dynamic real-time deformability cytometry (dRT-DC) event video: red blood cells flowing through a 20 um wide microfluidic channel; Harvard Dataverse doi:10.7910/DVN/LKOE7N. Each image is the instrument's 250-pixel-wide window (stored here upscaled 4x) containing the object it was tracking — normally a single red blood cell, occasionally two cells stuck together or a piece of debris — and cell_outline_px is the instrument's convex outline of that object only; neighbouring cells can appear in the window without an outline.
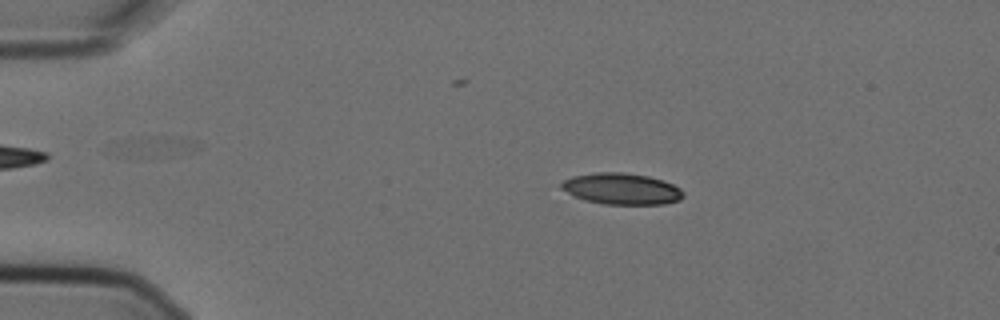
{"species": "Egyptian fruit bat (a non-hibernating species)", "species_latin": "Rousettus aegyptiacus", "temperature_condition": "cold", "stored_images_in_passage": 6, "camera_frame_rate_fps": 3000, "um_per_image_px": 0.085, "animal": {"sex": "female"}, "frame": {"image": 1, "passage_image": 1, "time_ms": 0.0, "image_size_px": [1000, 320], "cell_outline_px": [[684, 196], [680, 200], [664, 204], [604, 204], [584, 200], [572, 196], [560, 188], [560, 184], [564, 180], [572, 176], [592, 172], [624, 172], [648, 176], [664, 180], [680, 188], [684, 192]], "centroid_in_image_um": [52.81, 16.04], "position_along_channel_um": 32.2, "area_um2": 22.54}}
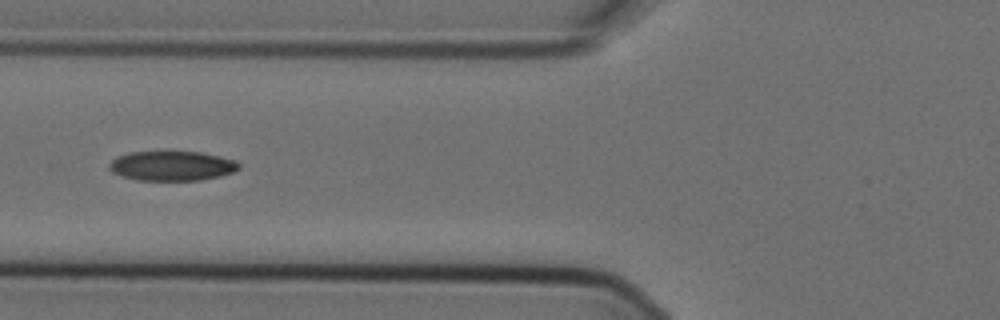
{"frame": {"image": 2, "passage_image": 4, "time_ms": 1.0, "image_size_px": [1000, 320], "cell_outline_px": [[240, 168], [232, 172], [220, 176], [200, 180], [136, 180], [120, 176], [112, 172], [108, 168], [108, 164], [116, 156], [128, 152], [200, 152], [220, 156], [236, 160], [240, 164]], "centroid_in_image_um": [14.59, 14.1], "position_along_channel_um": 111.2, "area_um2": 22.54}}
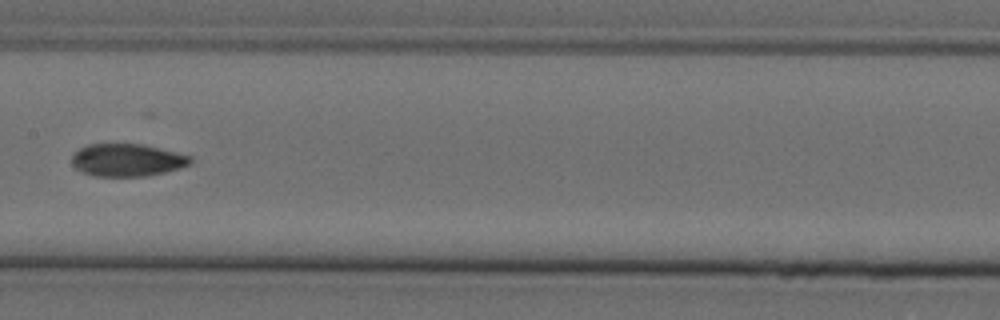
{"frame": {"image": 3, "passage_image": 6, "time_ms": 1.667, "image_size_px": [1000, 320], "cell_outline_px": [[192, 160], [188, 164], [180, 168], [148, 176], [96, 176], [84, 172], [76, 168], [72, 164], [72, 156], [80, 148], [88, 144], [144, 144], [192, 156]], "centroid_in_image_um": [10.82, 13.6], "position_along_channel_um": 196.6, "area_um2": 22.37}}